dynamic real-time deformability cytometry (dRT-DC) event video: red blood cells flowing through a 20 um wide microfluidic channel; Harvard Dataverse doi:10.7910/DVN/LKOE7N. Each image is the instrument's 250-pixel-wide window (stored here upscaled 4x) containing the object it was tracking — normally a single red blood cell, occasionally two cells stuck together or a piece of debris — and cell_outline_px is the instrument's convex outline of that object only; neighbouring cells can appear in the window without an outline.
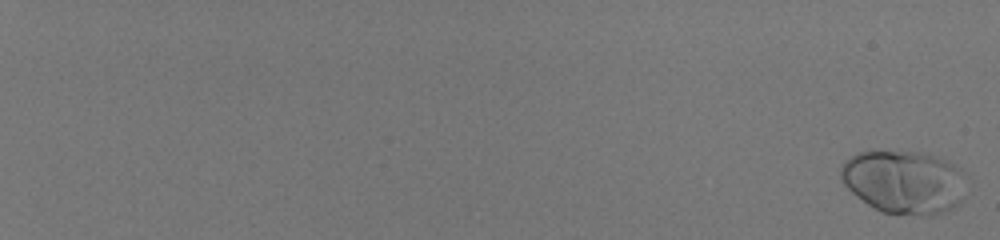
{"species": "human", "species_latin": "Homo sapiens", "temperature_condition": "room temperature", "stored_images_in_passage": 59, "camera_frame_rate_fps": 3000, "um_per_image_px": 0.085, "donor": {"sex": "male"}, "frame": {"image": 1, "passage_image": 1, "time_ms": 0.0, "image_size_px": [1000, 240], "cell_outline_px": [[964, 172], [960, 200], [952, 208], [940, 212], [884, 212], [868, 204], [856, 196], [840, 180], [840, 168], [844, 160], [856, 152], [920, 152], [936, 156], [960, 168]], "centroid_in_image_um": [76.76, 15.4], "position_along_channel_um": 8.2, "area_um2": 44.91}}
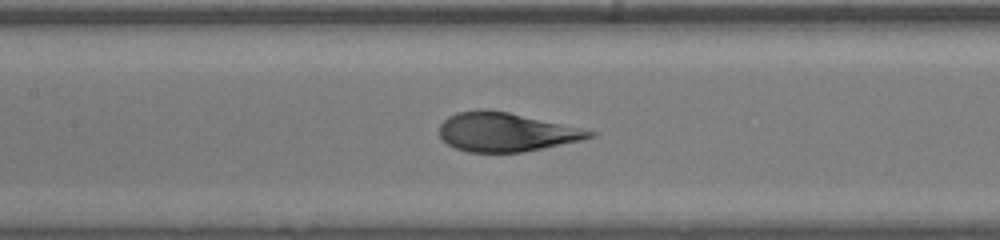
{"frame": {"image": 2, "passage_image": 35, "time_ms": 11.333, "image_size_px": [1000, 240], "cell_outline_px": [[596, 136], [580, 140], [544, 148], [524, 152], [468, 152], [456, 148], [448, 144], [440, 136], [440, 124], [448, 116], [456, 112], [480, 108], [508, 112], [584, 128], [596, 132]], "centroid_in_image_um": [43.01, 11.21], "position_along_channel_um": 164.4, "area_um2": 34.1}}
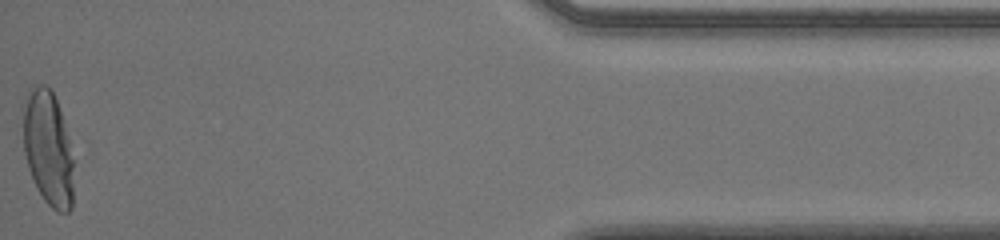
{"frame": {"image": 3, "passage_image": 59, "time_ms": 19.333, "image_size_px": [1000, 240], "cell_outline_px": [[72, 208], [68, 212], [56, 212], [44, 200], [36, 188], [28, 168], [24, 152], [20, 108], [20, 104], [32, 84], [44, 84], [52, 88], [68, 136], [72, 160]], "centroid_in_image_um": [4.01, 12.52], "position_along_channel_um": 431.2, "area_um2": 34.56}}